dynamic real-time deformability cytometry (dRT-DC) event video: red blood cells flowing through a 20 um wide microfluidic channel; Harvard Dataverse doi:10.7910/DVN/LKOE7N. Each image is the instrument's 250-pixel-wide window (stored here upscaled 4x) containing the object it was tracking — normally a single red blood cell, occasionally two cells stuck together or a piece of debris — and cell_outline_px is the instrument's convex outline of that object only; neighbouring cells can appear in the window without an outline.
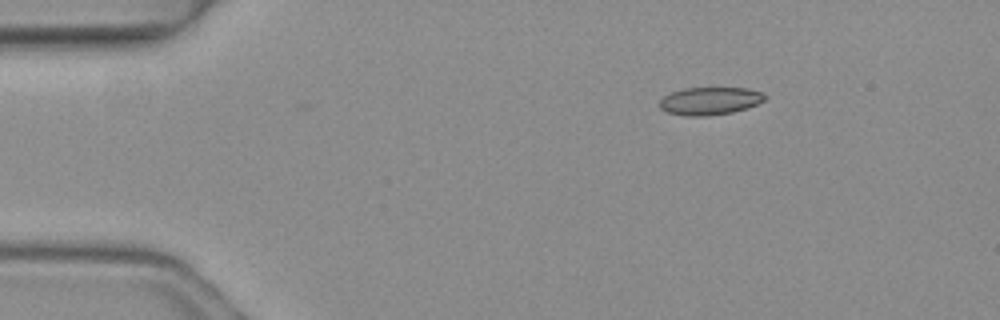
{"species": "common noctule bat (a hibernating species)", "species_latin": "Nyctalus noctula", "temperature_condition": "warm", "stored_images_in_passage": 5, "segment_of_instrument_passage": [1, 2], "camera_frame_rate_fps": 3000, "um_per_image_px": 0.085, "animal": {"sex": "female", "body_mass_g": 19.3, "forearm_length_mm": 54.1}, "frame": {"image": 1, "passage_image": 2, "time_ms": 0.333, "image_size_px": [1000, 320], "cell_outline_px": [[768, 96], [764, 100], [748, 108], [732, 112], [708, 116], [684, 116], [668, 112], [660, 108], [660, 100], [664, 96], [672, 92], [684, 88], [748, 88], [764, 92]], "centroid_in_image_um": [60.37, 8.58], "position_along_channel_um": 24.6, "area_um2": 17.11}}
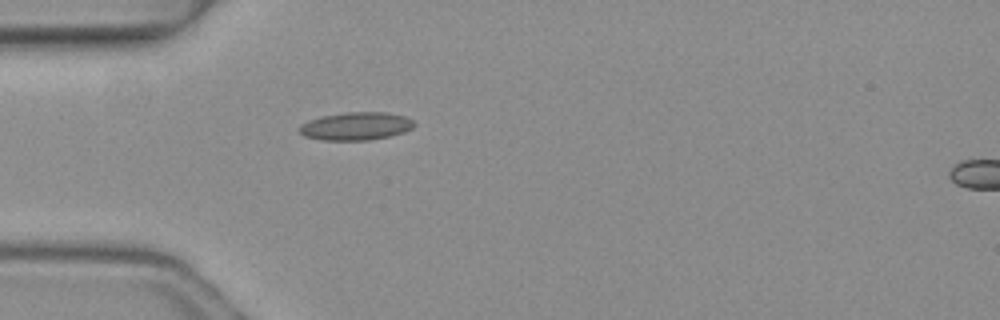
{"frame": {"image": 2, "passage_image": 4, "time_ms": 1.0, "image_size_px": [1000, 320], "cell_outline_px": [[416, 124], [412, 128], [404, 132], [388, 136], [368, 140], [320, 140], [304, 136], [296, 128], [300, 124], [308, 120], [320, 116], [344, 112], [384, 112], [404, 116], [412, 120]], "centroid_in_image_um": [30.2, 10.72], "position_along_channel_um": 54.8, "area_um2": 18.84}}